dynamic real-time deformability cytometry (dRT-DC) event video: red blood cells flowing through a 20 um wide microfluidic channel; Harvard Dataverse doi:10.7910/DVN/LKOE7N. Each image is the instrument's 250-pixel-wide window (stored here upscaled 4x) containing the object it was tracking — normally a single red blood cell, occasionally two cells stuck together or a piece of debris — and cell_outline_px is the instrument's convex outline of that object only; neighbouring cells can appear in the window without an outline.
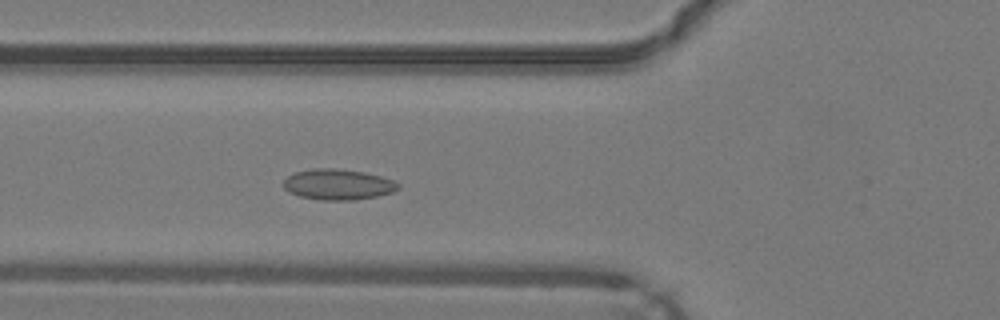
{"species": "common noctule bat (a hibernating species)", "species_latin": "Nyctalus noctula", "temperature_condition": "warm", "stored_images_in_passage": 43, "camera_frame_rate_fps": 3000, "um_per_image_px": 0.085, "animal": {"sex": "male", "body_mass_g": 19.2, "forearm_length_mm": 51.8}, "frame": {"image": 1, "passage_image": 13, "time_ms": 4.0, "image_size_px": [1000, 320], "cell_outline_px": [[400, 188], [392, 192], [376, 196], [352, 200], [320, 200], [300, 196], [288, 192], [284, 188], [284, 180], [288, 176], [296, 172], [312, 168], [332, 168], [364, 172], [380, 176], [392, 180], [400, 184]], "centroid_in_image_um": [28.72, 15.68], "position_along_channel_um": 97.1, "area_um2": 20.4}}
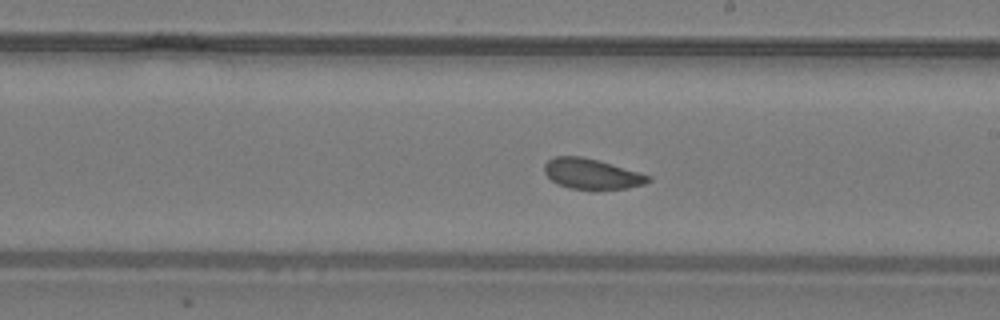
{"frame": {"image": 2, "passage_image": 23, "time_ms": 7.333, "image_size_px": [1000, 320], "cell_outline_px": [[652, 180], [644, 184], [628, 188], [592, 192], [568, 188], [556, 184], [544, 172], [544, 164], [548, 160], [556, 156], [580, 156], [596, 160], [652, 176]], "centroid_in_image_um": [50.29, 14.83], "position_along_channel_um": 238.7, "area_um2": 18.84}}
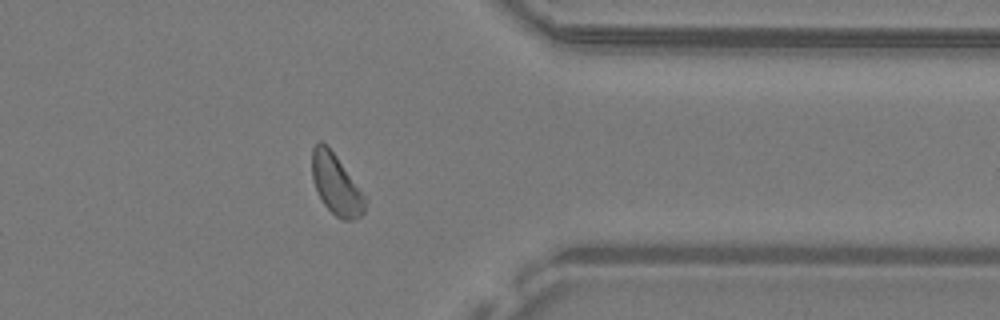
{"frame": {"image": 3, "passage_image": 34, "time_ms": 11.0, "image_size_px": [1000, 320], "cell_outline_px": [[364, 212], [360, 216], [352, 220], [344, 220], [336, 216], [324, 204], [316, 188], [312, 176], [312, 148], [320, 140], [328, 144], [364, 196]], "centroid_in_image_um": [28.53, 15.64], "position_along_channel_um": 382.9, "area_um2": 18.15}, "authors_computed_cell_mechanics": {"area_um2": 19.1896, "velocity_mm_per_s": 4.2485, "shape_relaxation_time_tau1_ms": 6.1548, "shape_relaxation_time_tau2_ms": 2.0533, "deformation_change_tau1": 0.0956, "deformation_change_tau2": 0.0699}}